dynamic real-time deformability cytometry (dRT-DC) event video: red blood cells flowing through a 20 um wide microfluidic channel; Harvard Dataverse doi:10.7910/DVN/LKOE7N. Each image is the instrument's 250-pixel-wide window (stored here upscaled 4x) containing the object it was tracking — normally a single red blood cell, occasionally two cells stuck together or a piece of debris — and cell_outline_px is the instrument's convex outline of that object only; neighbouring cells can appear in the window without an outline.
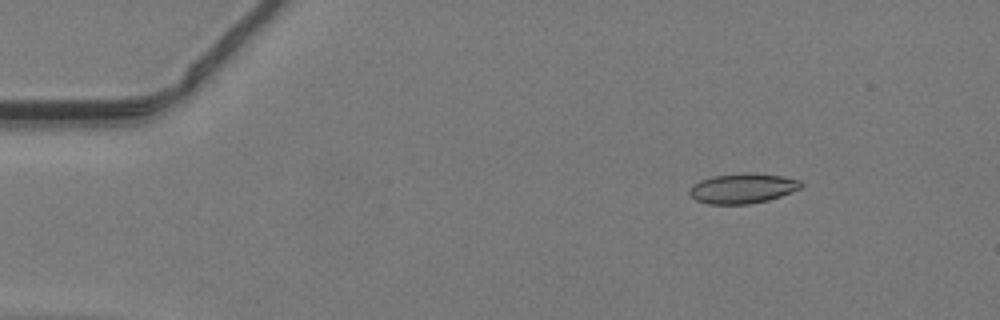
{"species": "common noctule bat (a hibernating species)", "species_latin": "Nyctalus noctula", "temperature_condition": "warm", "stored_images_in_passage": 48, "camera_frame_rate_fps": 3000, "um_per_image_px": 0.085, "animal": {"sex": "male", "body_mass_g": 19.2, "forearm_length_mm": 51.8}, "frame": {"image": 1, "passage_image": 7, "time_ms": 2.0, "image_size_px": [1000, 320], "cell_outline_px": [[804, 184], [800, 188], [780, 196], [768, 200], [748, 204], [708, 204], [696, 200], [688, 192], [692, 184], [700, 180], [712, 176], [748, 172], [780, 176], [800, 180]], "centroid_in_image_um": [63.09, 16.01], "position_along_channel_um": 21.9, "area_um2": 19.42}}
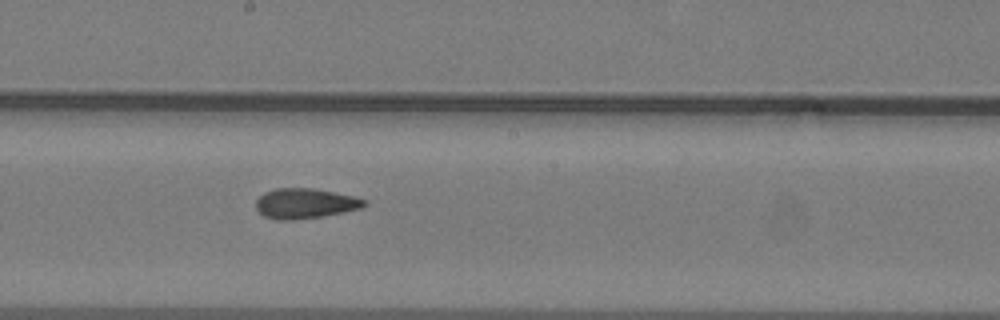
{"frame": {"image": 2, "passage_image": 27, "time_ms": 8.667, "image_size_px": [1000, 320], "cell_outline_px": [[368, 204], [360, 208], [324, 216], [292, 220], [276, 220], [264, 216], [256, 208], [256, 200], [264, 192], [276, 188], [312, 188], [352, 196], [368, 200]], "centroid_in_image_um": [25.92, 17.29], "position_along_channel_um": 222.3, "area_um2": 18.96}}
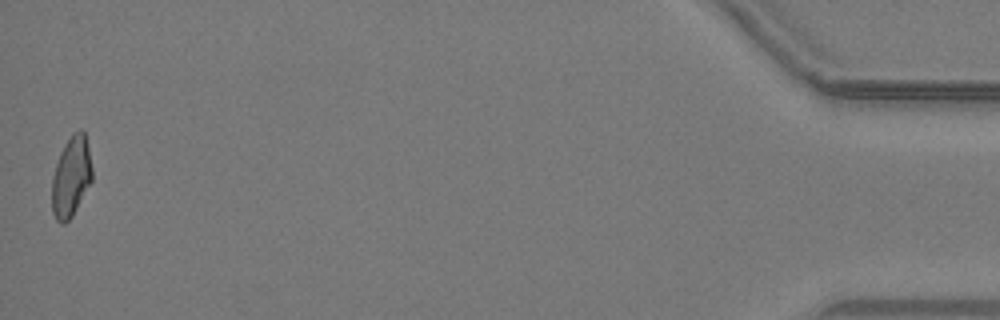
{"frame": {"image": 3, "passage_image": 48, "time_ms": 15.667, "image_size_px": [1000, 320], "cell_outline_px": [[92, 180], [72, 216], [64, 224], [60, 224], [56, 220], [52, 212], [52, 176], [60, 152], [64, 144], [72, 132], [80, 128], [84, 132], [88, 148], [92, 168]], "centroid_in_image_um": [6.03, 15.01], "position_along_channel_um": 429.2, "area_um2": 18.84}}